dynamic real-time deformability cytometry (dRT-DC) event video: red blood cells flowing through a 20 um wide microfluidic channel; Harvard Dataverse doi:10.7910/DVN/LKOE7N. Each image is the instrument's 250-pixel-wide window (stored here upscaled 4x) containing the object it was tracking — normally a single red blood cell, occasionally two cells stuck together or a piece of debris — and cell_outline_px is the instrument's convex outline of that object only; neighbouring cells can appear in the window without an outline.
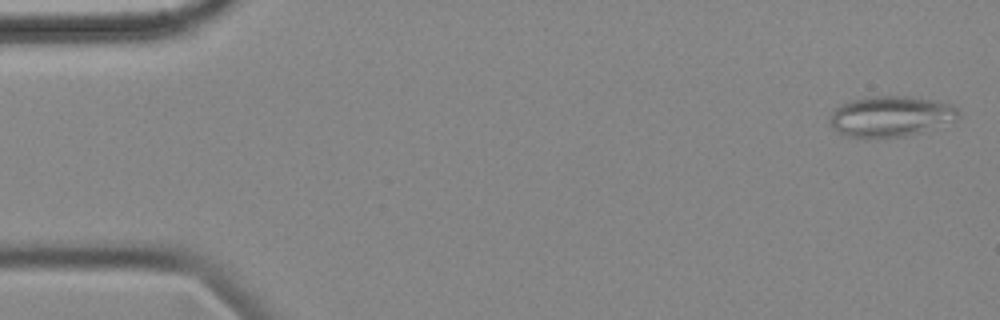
{"species": "common noctule bat (a hibernating species)", "species_latin": "Nyctalus noctula", "temperature_condition": "cold", "stored_images_in_passage": 56, "camera_frame_rate_fps": 3000, "um_per_image_px": 0.085, "animal": {"sex": "female", "body_mass_g": 18.4}, "frame": {"image": 1, "passage_image": 2, "time_ms": 0.333, "image_size_px": [1000, 320], "cell_outline_px": [[960, 116], [956, 120], [908, 136], [880, 140], [864, 140], [848, 136], [832, 128], [828, 120], [832, 108], [848, 100], [868, 96], [908, 96], [936, 100], [952, 104], [960, 108]], "centroid_in_image_um": [75.67, 9.91], "position_along_channel_um": 9.3, "area_um2": 31.73}}
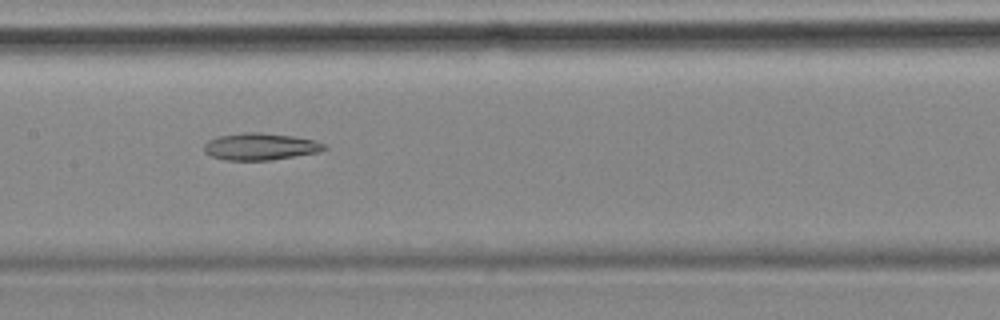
{"frame": {"image": 2, "passage_image": 27, "time_ms": 8.667, "image_size_px": [1000, 320], "cell_outline_px": [[328, 148], [320, 152], [272, 160], [224, 160], [212, 156], [204, 152], [204, 144], [208, 140], [216, 136], [244, 132], [260, 132], [296, 136], [316, 140], [324, 144]], "centroid_in_image_um": [22.14, 12.45], "position_along_channel_um": 185.3, "area_um2": 19.19}}
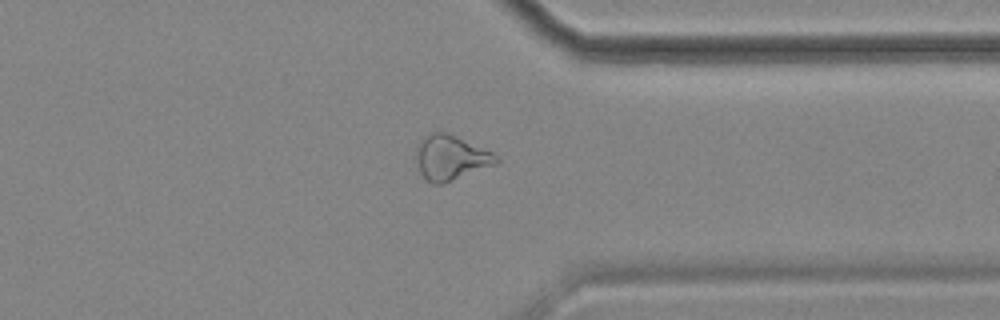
{"frame": {"image": 3, "passage_image": 43, "time_ms": 14.0, "image_size_px": [1000, 320], "cell_outline_px": [[500, 160], [496, 164], [444, 184], [432, 184], [420, 172], [416, 160], [416, 144], [428, 132], [440, 128], [492, 152], [500, 156]], "centroid_in_image_um": [38.3, 13.35], "position_along_channel_um": 373.1, "area_um2": 21.5}}